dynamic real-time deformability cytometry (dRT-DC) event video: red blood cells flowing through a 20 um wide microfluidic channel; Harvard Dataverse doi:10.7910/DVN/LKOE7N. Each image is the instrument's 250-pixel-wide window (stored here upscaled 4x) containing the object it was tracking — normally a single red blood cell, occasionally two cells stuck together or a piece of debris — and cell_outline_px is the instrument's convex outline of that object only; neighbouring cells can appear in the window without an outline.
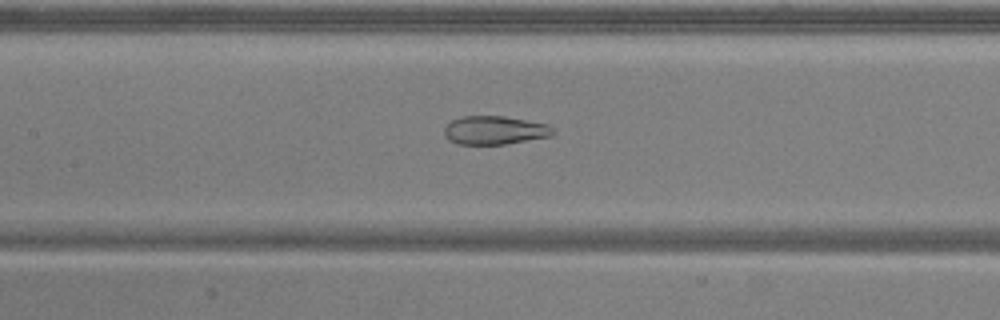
{"species": "common noctule bat (a hibernating species)", "species_latin": "Nyctalus noctula", "temperature_condition": "warm", "stored_images_in_passage": 26, "camera_frame_rate_fps": 3000, "um_per_image_px": 0.085, "animal": {"sex": "male", "body_mass_g": 20.5, "forearm_length_mm": 52.5}, "frame": {"image": 1, "passage_image": 12, "time_ms": 3.667, "image_size_px": [1000, 320], "cell_outline_px": [[556, 132], [552, 136], [504, 144], [456, 144], [448, 140], [444, 136], [444, 128], [452, 120], [460, 116], [504, 116], [548, 124]], "centroid_in_image_um": [42.03, 11.07], "position_along_channel_um": 165.4, "area_um2": 18.15}}
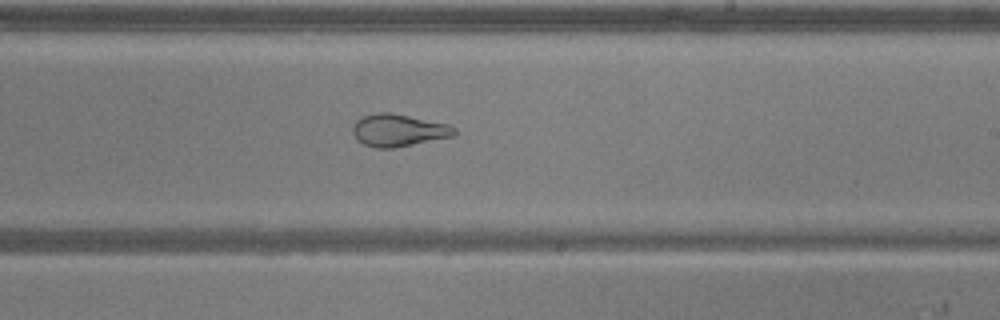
{"frame": {"image": 2, "passage_image": 19, "time_ms": 6.0, "image_size_px": [1000, 320], "cell_outline_px": [[456, 132], [452, 136], [392, 148], [376, 148], [364, 144], [356, 140], [352, 132], [352, 124], [360, 116], [380, 112], [392, 112], [448, 124], [456, 128]], "centroid_in_image_um": [33.8, 11.05], "position_along_channel_um": 255.2, "area_um2": 19.19}}